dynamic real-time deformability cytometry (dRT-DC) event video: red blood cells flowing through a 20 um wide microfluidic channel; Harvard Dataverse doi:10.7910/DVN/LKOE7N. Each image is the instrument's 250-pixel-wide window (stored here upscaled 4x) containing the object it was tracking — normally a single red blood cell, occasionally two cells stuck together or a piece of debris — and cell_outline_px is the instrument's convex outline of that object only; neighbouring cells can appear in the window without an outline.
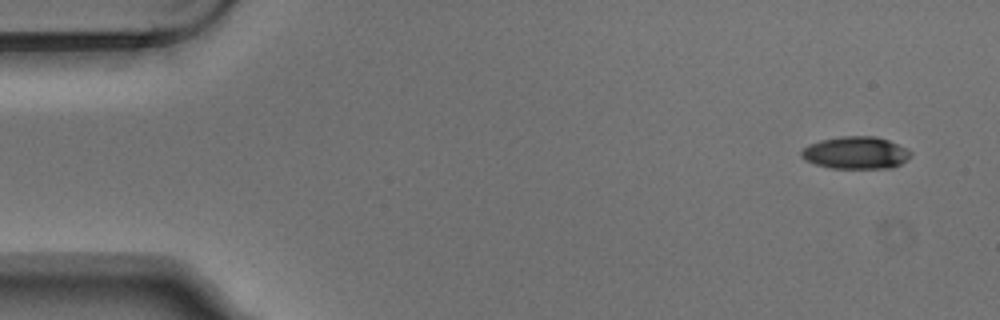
{"species": "Egyptian fruit bat (a non-hibernating species)", "species_latin": "Rousettus aegyptiacus", "temperature_condition": "warm", "stored_images_in_passage": 6, "camera_frame_rate_fps": 3000, "um_per_image_px": 0.085, "animal": {"sex": "male"}, "frame": {"image": 1, "passage_image": 1, "time_ms": 0.0, "image_size_px": [1000, 320], "cell_outline_px": [[912, 156], [900, 164], [892, 168], [832, 168], [816, 164], [804, 160], [800, 156], [800, 152], [808, 144], [820, 140], [840, 136], [876, 136], [888, 140], [908, 148], [912, 152]], "centroid_in_image_um": [72.75, 12.98], "position_along_channel_um": 12.2, "area_um2": 20.81}}
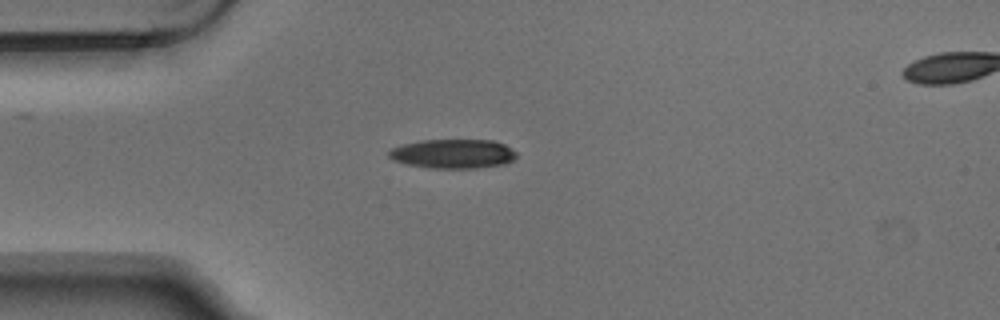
{"frame": {"image": 2, "passage_image": 4, "time_ms": 1.0, "image_size_px": [1000, 320], "cell_outline_px": [[516, 156], [512, 160], [504, 164], [476, 168], [428, 168], [404, 164], [392, 160], [388, 156], [388, 152], [392, 148], [404, 144], [420, 140], [492, 140], [504, 144], [516, 152]], "centroid_in_image_um": [38.47, 13.07], "position_along_channel_um": 46.5, "area_um2": 21.79}}
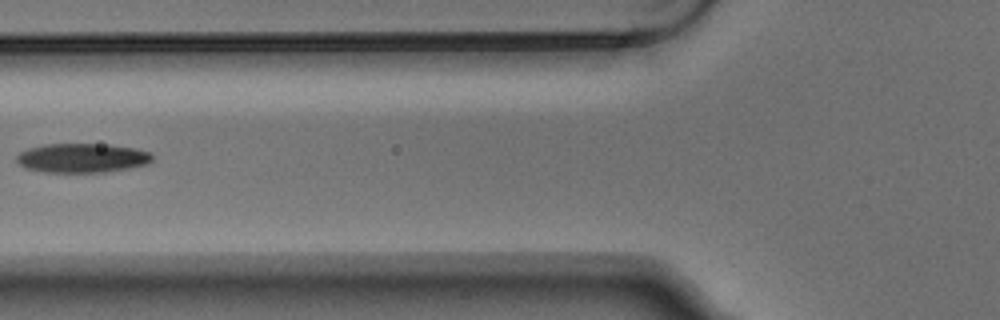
{"frame": {"image": 3, "passage_image": 6, "time_ms": 1.667, "image_size_px": [1000, 320], "cell_outline_px": [[152, 160], [148, 164], [128, 168], [104, 172], [44, 172], [24, 168], [16, 160], [16, 156], [20, 152], [28, 148], [44, 144], [108, 144], [136, 148], [148, 152], [152, 156]], "centroid_in_image_um": [6.96, 13.42], "position_along_channel_um": 118.8, "area_um2": 23.18}}